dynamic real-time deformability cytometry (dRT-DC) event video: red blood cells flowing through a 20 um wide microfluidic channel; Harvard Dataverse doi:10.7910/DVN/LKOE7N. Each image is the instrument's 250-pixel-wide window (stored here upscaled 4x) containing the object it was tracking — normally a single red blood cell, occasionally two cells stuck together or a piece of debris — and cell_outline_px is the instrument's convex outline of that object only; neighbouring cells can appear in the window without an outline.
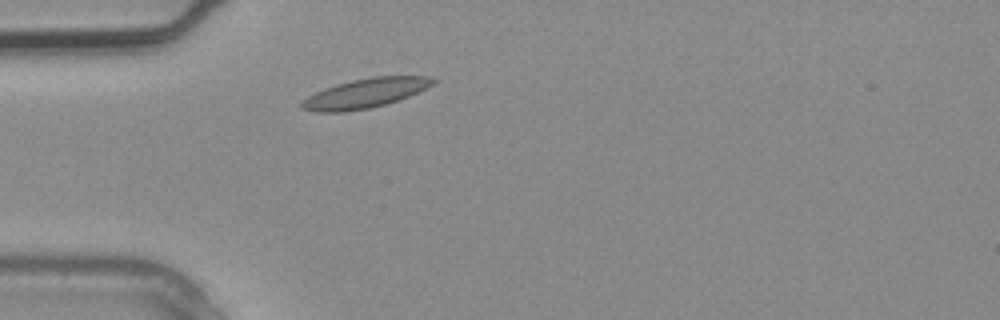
{"species": "common noctule bat (a hibernating species)", "species_latin": "Nyctalus noctula", "temperature_condition": "warm", "stored_images_in_passage": 3, "camera_frame_rate_fps": 3000, "um_per_image_px": 0.085, "animal": {"sex": "male", "body_mass_g": 20.4}, "frame": {"image": 1, "passage_image": 3, "time_ms": 0.667, "image_size_px": [1000, 320], "cell_outline_px": [[436, 80], [432, 84], [408, 96], [384, 104], [368, 108], [344, 112], [316, 112], [300, 108], [300, 104], [308, 96], [324, 88], [336, 84], [352, 80], [372, 76], [428, 76]], "centroid_in_image_um": [30.98, 7.92], "position_along_channel_um": 54.0, "area_um2": 22.14}}